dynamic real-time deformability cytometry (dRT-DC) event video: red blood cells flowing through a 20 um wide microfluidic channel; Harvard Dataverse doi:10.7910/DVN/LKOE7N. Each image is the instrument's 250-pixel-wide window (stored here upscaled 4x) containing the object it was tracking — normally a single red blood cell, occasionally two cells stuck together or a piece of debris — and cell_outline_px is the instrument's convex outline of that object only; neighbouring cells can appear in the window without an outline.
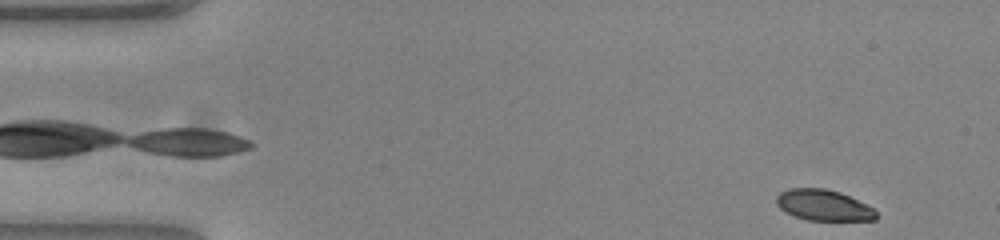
{"species": "common noctule bat (a hibernating species)", "species_latin": "Nyctalus noctula", "temperature_condition": "warm", "stored_images_in_passage": 50, "camera_frame_rate_fps": 3000, "um_per_image_px": 0.085, "animal": {"sex": "female", "body_mass_g": 23.0, "forearm_length_mm": 53.4}, "frame": {"image": 1, "passage_image": 1, "time_ms": 0.0, "image_size_px": [1000, 240], "cell_outline_px": [[876, 220], [808, 220], [796, 216], [780, 208], [776, 204], [776, 196], [780, 192], [792, 188], [824, 188], [840, 192], [872, 208], [876, 212]], "centroid_in_image_um": [69.97, 17.43], "position_along_channel_um": 15.0, "area_um2": 17.63}}
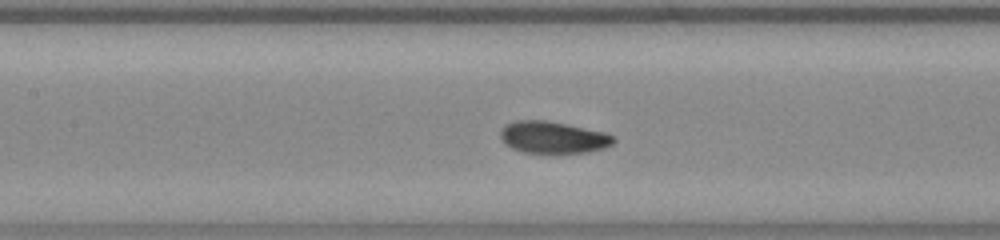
{"frame": {"image": 2, "passage_image": 21, "time_ms": 6.667, "image_size_px": [1000, 240], "cell_outline_px": [[616, 140], [612, 144], [604, 148], [588, 152], [524, 152], [512, 148], [504, 144], [500, 136], [500, 132], [504, 124], [516, 120], [544, 120], [604, 132], [612, 136]], "centroid_in_image_um": [46.96, 11.67], "position_along_channel_um": 160.4, "area_um2": 20.75}}
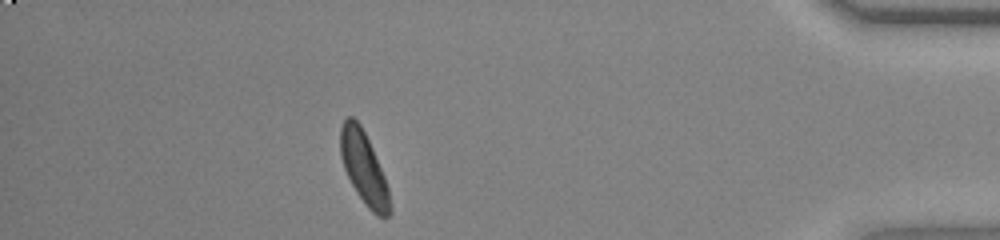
{"frame": {"image": 3, "passage_image": 44, "time_ms": 14.333, "image_size_px": [1000, 240], "cell_outline_px": [[392, 212], [384, 220], [376, 216], [368, 208], [356, 192], [344, 168], [340, 156], [340, 128], [344, 120], [348, 116], [352, 116], [360, 124], [372, 148], [384, 176], [388, 188], [392, 208]], "centroid_in_image_um": [30.94, 14.33], "position_along_channel_um": 404.3, "area_um2": 20.87}, "authors_computed_cell_mechanics": {"area_um2": 20.5768, "velocity_mm_per_s": 3.8339, "shape_relaxation_time_tau1_ms": 3.1873, "shape_relaxation_time_tau2_ms": 4.7188, "deformation_change_tau1": 0.1428, "deformation_change_tau2": 0.0856}}